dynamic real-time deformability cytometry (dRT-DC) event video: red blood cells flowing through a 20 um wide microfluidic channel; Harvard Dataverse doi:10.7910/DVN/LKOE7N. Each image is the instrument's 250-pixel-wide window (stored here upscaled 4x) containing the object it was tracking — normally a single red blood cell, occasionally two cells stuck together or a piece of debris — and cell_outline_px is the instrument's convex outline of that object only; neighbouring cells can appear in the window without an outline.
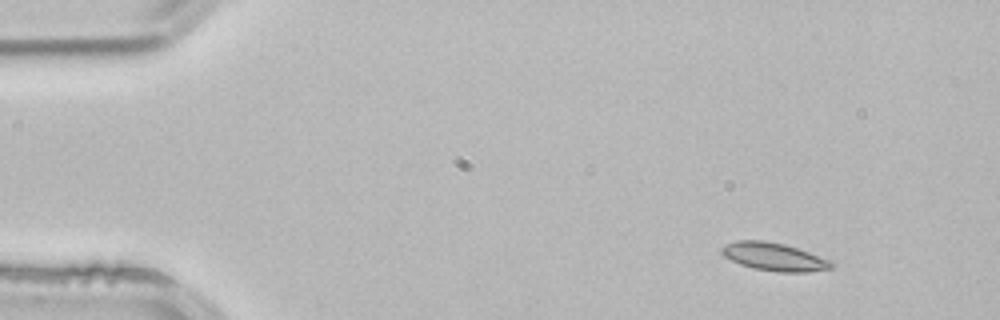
{"species": "common noctule bat (a hibernating species)", "species_latin": "Nyctalus noctula", "temperature_condition": "room temperature", "stored_images_in_passage": 4, "camera_frame_rate_fps": 3000, "um_per_image_px": 0.085, "animal": {"sex": "male", "body_mass_g": 21.5, "forearm_length_mm": 52.0}, "frame": {"image": 1, "passage_image": 1, "time_ms": 0.0, "image_size_px": [1000, 320], "cell_outline_px": [[836, 264], [832, 268], [808, 272], [776, 272], [752, 268], [740, 264], [724, 256], [720, 252], [720, 248], [724, 244], [736, 240], [764, 240], [784, 244], [832, 260]], "centroid_in_image_um": [65.79, 21.82], "position_along_channel_um": 19.2, "area_um2": 18.09}}
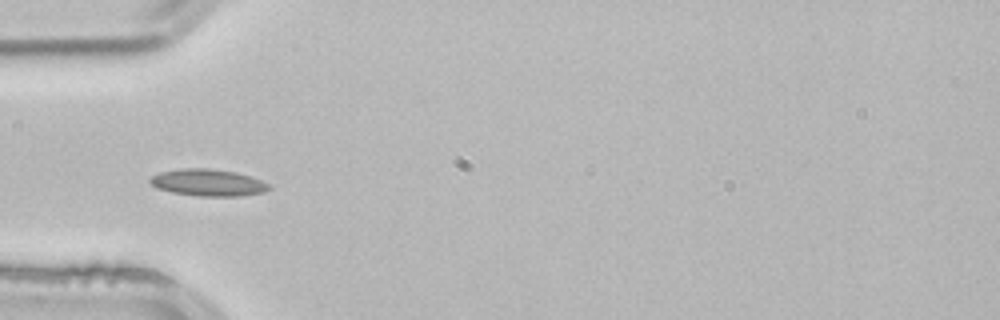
{"frame": {"image": 2, "passage_image": 3, "time_ms": 0.667, "image_size_px": [1000, 320], "cell_outline_px": [[272, 188], [264, 192], [240, 196], [196, 196], [172, 192], [156, 188], [148, 180], [152, 176], [160, 172], [180, 168], [208, 168], [236, 172], [260, 180], [268, 184]], "centroid_in_image_um": [17.66, 15.52], "position_along_channel_um": 67.3, "area_um2": 18.61}}